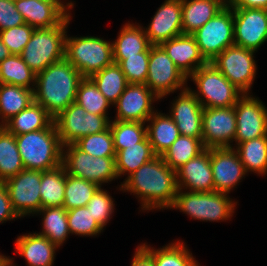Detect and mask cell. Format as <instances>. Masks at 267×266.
Returning <instances> with one entry per match:
<instances>
[{
    "label": "cell",
    "instance_id": "obj_53",
    "mask_svg": "<svg viewBox=\"0 0 267 266\" xmlns=\"http://www.w3.org/2000/svg\"><path fill=\"white\" fill-rule=\"evenodd\" d=\"M0 266H8V257L0 253Z\"/></svg>",
    "mask_w": 267,
    "mask_h": 266
},
{
    "label": "cell",
    "instance_id": "obj_38",
    "mask_svg": "<svg viewBox=\"0 0 267 266\" xmlns=\"http://www.w3.org/2000/svg\"><path fill=\"white\" fill-rule=\"evenodd\" d=\"M205 149L200 139L180 135L161 156L164 162L176 171Z\"/></svg>",
    "mask_w": 267,
    "mask_h": 266
},
{
    "label": "cell",
    "instance_id": "obj_24",
    "mask_svg": "<svg viewBox=\"0 0 267 266\" xmlns=\"http://www.w3.org/2000/svg\"><path fill=\"white\" fill-rule=\"evenodd\" d=\"M15 249V253L24 257L27 266H53L59 247L48 238L34 232L18 236Z\"/></svg>",
    "mask_w": 267,
    "mask_h": 266
},
{
    "label": "cell",
    "instance_id": "obj_30",
    "mask_svg": "<svg viewBox=\"0 0 267 266\" xmlns=\"http://www.w3.org/2000/svg\"><path fill=\"white\" fill-rule=\"evenodd\" d=\"M33 101V90L11 84H0V126L27 108Z\"/></svg>",
    "mask_w": 267,
    "mask_h": 266
},
{
    "label": "cell",
    "instance_id": "obj_11",
    "mask_svg": "<svg viewBox=\"0 0 267 266\" xmlns=\"http://www.w3.org/2000/svg\"><path fill=\"white\" fill-rule=\"evenodd\" d=\"M188 77L180 71L160 45L150 46L148 74L145 84L159 98L188 88Z\"/></svg>",
    "mask_w": 267,
    "mask_h": 266
},
{
    "label": "cell",
    "instance_id": "obj_46",
    "mask_svg": "<svg viewBox=\"0 0 267 266\" xmlns=\"http://www.w3.org/2000/svg\"><path fill=\"white\" fill-rule=\"evenodd\" d=\"M34 28L28 24L12 27L0 32L2 43L8 48L10 54L20 55L29 42Z\"/></svg>",
    "mask_w": 267,
    "mask_h": 266
},
{
    "label": "cell",
    "instance_id": "obj_44",
    "mask_svg": "<svg viewBox=\"0 0 267 266\" xmlns=\"http://www.w3.org/2000/svg\"><path fill=\"white\" fill-rule=\"evenodd\" d=\"M67 220L71 235L95 237L104 230L86 206L67 210Z\"/></svg>",
    "mask_w": 267,
    "mask_h": 266
},
{
    "label": "cell",
    "instance_id": "obj_52",
    "mask_svg": "<svg viewBox=\"0 0 267 266\" xmlns=\"http://www.w3.org/2000/svg\"><path fill=\"white\" fill-rule=\"evenodd\" d=\"M60 3H62L69 11L72 10L74 8L75 3H73L72 1L69 2H64L63 0H58Z\"/></svg>",
    "mask_w": 267,
    "mask_h": 266
},
{
    "label": "cell",
    "instance_id": "obj_5",
    "mask_svg": "<svg viewBox=\"0 0 267 266\" xmlns=\"http://www.w3.org/2000/svg\"><path fill=\"white\" fill-rule=\"evenodd\" d=\"M237 201L227 193L194 192L179 189L169 209L180 210L191 219L209 222H224L233 217Z\"/></svg>",
    "mask_w": 267,
    "mask_h": 266
},
{
    "label": "cell",
    "instance_id": "obj_41",
    "mask_svg": "<svg viewBox=\"0 0 267 266\" xmlns=\"http://www.w3.org/2000/svg\"><path fill=\"white\" fill-rule=\"evenodd\" d=\"M116 153L126 146L142 142L147 137L146 123L111 120L109 125Z\"/></svg>",
    "mask_w": 267,
    "mask_h": 266
},
{
    "label": "cell",
    "instance_id": "obj_49",
    "mask_svg": "<svg viewBox=\"0 0 267 266\" xmlns=\"http://www.w3.org/2000/svg\"><path fill=\"white\" fill-rule=\"evenodd\" d=\"M131 266H155L153 259L138 245Z\"/></svg>",
    "mask_w": 267,
    "mask_h": 266
},
{
    "label": "cell",
    "instance_id": "obj_12",
    "mask_svg": "<svg viewBox=\"0 0 267 266\" xmlns=\"http://www.w3.org/2000/svg\"><path fill=\"white\" fill-rule=\"evenodd\" d=\"M255 51L232 45L211 63L243 94L250 93L257 74Z\"/></svg>",
    "mask_w": 267,
    "mask_h": 266
},
{
    "label": "cell",
    "instance_id": "obj_22",
    "mask_svg": "<svg viewBox=\"0 0 267 266\" xmlns=\"http://www.w3.org/2000/svg\"><path fill=\"white\" fill-rule=\"evenodd\" d=\"M176 176L178 189L194 192L214 191L210 148H206L197 157L177 169Z\"/></svg>",
    "mask_w": 267,
    "mask_h": 266
},
{
    "label": "cell",
    "instance_id": "obj_42",
    "mask_svg": "<svg viewBox=\"0 0 267 266\" xmlns=\"http://www.w3.org/2000/svg\"><path fill=\"white\" fill-rule=\"evenodd\" d=\"M150 47L138 56H113L126 76L128 83L145 84L148 74Z\"/></svg>",
    "mask_w": 267,
    "mask_h": 266
},
{
    "label": "cell",
    "instance_id": "obj_54",
    "mask_svg": "<svg viewBox=\"0 0 267 266\" xmlns=\"http://www.w3.org/2000/svg\"><path fill=\"white\" fill-rule=\"evenodd\" d=\"M14 260H13V258H10V256H8V266H16V265H14Z\"/></svg>",
    "mask_w": 267,
    "mask_h": 266
},
{
    "label": "cell",
    "instance_id": "obj_21",
    "mask_svg": "<svg viewBox=\"0 0 267 266\" xmlns=\"http://www.w3.org/2000/svg\"><path fill=\"white\" fill-rule=\"evenodd\" d=\"M16 9L34 29L59 25L70 13L58 0H17Z\"/></svg>",
    "mask_w": 267,
    "mask_h": 266
},
{
    "label": "cell",
    "instance_id": "obj_43",
    "mask_svg": "<svg viewBox=\"0 0 267 266\" xmlns=\"http://www.w3.org/2000/svg\"><path fill=\"white\" fill-rule=\"evenodd\" d=\"M74 144L83 152L94 157H116L110 127L105 131L84 136Z\"/></svg>",
    "mask_w": 267,
    "mask_h": 266
},
{
    "label": "cell",
    "instance_id": "obj_9",
    "mask_svg": "<svg viewBox=\"0 0 267 266\" xmlns=\"http://www.w3.org/2000/svg\"><path fill=\"white\" fill-rule=\"evenodd\" d=\"M62 146L76 143L80 138L109 128L108 115H96L73 102L53 119Z\"/></svg>",
    "mask_w": 267,
    "mask_h": 266
},
{
    "label": "cell",
    "instance_id": "obj_6",
    "mask_svg": "<svg viewBox=\"0 0 267 266\" xmlns=\"http://www.w3.org/2000/svg\"><path fill=\"white\" fill-rule=\"evenodd\" d=\"M65 59L68 60L83 77H90L106 66L114 63L111 41L96 36H66Z\"/></svg>",
    "mask_w": 267,
    "mask_h": 266
},
{
    "label": "cell",
    "instance_id": "obj_51",
    "mask_svg": "<svg viewBox=\"0 0 267 266\" xmlns=\"http://www.w3.org/2000/svg\"><path fill=\"white\" fill-rule=\"evenodd\" d=\"M10 55L8 48L2 43L0 39V62Z\"/></svg>",
    "mask_w": 267,
    "mask_h": 266
},
{
    "label": "cell",
    "instance_id": "obj_14",
    "mask_svg": "<svg viewBox=\"0 0 267 266\" xmlns=\"http://www.w3.org/2000/svg\"><path fill=\"white\" fill-rule=\"evenodd\" d=\"M244 93L234 105L236 115L235 145L267 135V107L259 97Z\"/></svg>",
    "mask_w": 267,
    "mask_h": 266
},
{
    "label": "cell",
    "instance_id": "obj_32",
    "mask_svg": "<svg viewBox=\"0 0 267 266\" xmlns=\"http://www.w3.org/2000/svg\"><path fill=\"white\" fill-rule=\"evenodd\" d=\"M157 155L146 137L142 142L132 146H126L116 153V173L118 178L124 175L127 177L136 171L140 166L152 160Z\"/></svg>",
    "mask_w": 267,
    "mask_h": 266
},
{
    "label": "cell",
    "instance_id": "obj_17",
    "mask_svg": "<svg viewBox=\"0 0 267 266\" xmlns=\"http://www.w3.org/2000/svg\"><path fill=\"white\" fill-rule=\"evenodd\" d=\"M159 99L146 84L129 83L117 102L114 120L146 123L156 111L153 103Z\"/></svg>",
    "mask_w": 267,
    "mask_h": 266
},
{
    "label": "cell",
    "instance_id": "obj_37",
    "mask_svg": "<svg viewBox=\"0 0 267 266\" xmlns=\"http://www.w3.org/2000/svg\"><path fill=\"white\" fill-rule=\"evenodd\" d=\"M35 81L36 73L28 67L20 55L10 54L0 62V84L34 90Z\"/></svg>",
    "mask_w": 267,
    "mask_h": 266
},
{
    "label": "cell",
    "instance_id": "obj_47",
    "mask_svg": "<svg viewBox=\"0 0 267 266\" xmlns=\"http://www.w3.org/2000/svg\"><path fill=\"white\" fill-rule=\"evenodd\" d=\"M25 23L23 16L16 9L14 1L0 0V32Z\"/></svg>",
    "mask_w": 267,
    "mask_h": 266
},
{
    "label": "cell",
    "instance_id": "obj_48",
    "mask_svg": "<svg viewBox=\"0 0 267 266\" xmlns=\"http://www.w3.org/2000/svg\"><path fill=\"white\" fill-rule=\"evenodd\" d=\"M16 218L19 219L20 217L12 207L5 184L0 182V224L6 223L7 221H15Z\"/></svg>",
    "mask_w": 267,
    "mask_h": 266
},
{
    "label": "cell",
    "instance_id": "obj_50",
    "mask_svg": "<svg viewBox=\"0 0 267 266\" xmlns=\"http://www.w3.org/2000/svg\"><path fill=\"white\" fill-rule=\"evenodd\" d=\"M232 8H257L267 10V0H232Z\"/></svg>",
    "mask_w": 267,
    "mask_h": 266
},
{
    "label": "cell",
    "instance_id": "obj_15",
    "mask_svg": "<svg viewBox=\"0 0 267 266\" xmlns=\"http://www.w3.org/2000/svg\"><path fill=\"white\" fill-rule=\"evenodd\" d=\"M236 125L234 106L204 108L202 113V142L204 147L233 148Z\"/></svg>",
    "mask_w": 267,
    "mask_h": 266
},
{
    "label": "cell",
    "instance_id": "obj_10",
    "mask_svg": "<svg viewBox=\"0 0 267 266\" xmlns=\"http://www.w3.org/2000/svg\"><path fill=\"white\" fill-rule=\"evenodd\" d=\"M204 59L210 63L227 47L234 45V15L227 4L201 28L191 34Z\"/></svg>",
    "mask_w": 267,
    "mask_h": 266
},
{
    "label": "cell",
    "instance_id": "obj_28",
    "mask_svg": "<svg viewBox=\"0 0 267 266\" xmlns=\"http://www.w3.org/2000/svg\"><path fill=\"white\" fill-rule=\"evenodd\" d=\"M53 122V118L46 109L33 101L27 108L8 120L3 127L14 135L46 129Z\"/></svg>",
    "mask_w": 267,
    "mask_h": 266
},
{
    "label": "cell",
    "instance_id": "obj_13",
    "mask_svg": "<svg viewBox=\"0 0 267 266\" xmlns=\"http://www.w3.org/2000/svg\"><path fill=\"white\" fill-rule=\"evenodd\" d=\"M42 171L24 169L4 182L14 211L20 218L34 216L41 208Z\"/></svg>",
    "mask_w": 267,
    "mask_h": 266
},
{
    "label": "cell",
    "instance_id": "obj_23",
    "mask_svg": "<svg viewBox=\"0 0 267 266\" xmlns=\"http://www.w3.org/2000/svg\"><path fill=\"white\" fill-rule=\"evenodd\" d=\"M160 46L188 78L198 68L208 63L202 56L194 37L190 34L173 37L162 42Z\"/></svg>",
    "mask_w": 267,
    "mask_h": 266
},
{
    "label": "cell",
    "instance_id": "obj_27",
    "mask_svg": "<svg viewBox=\"0 0 267 266\" xmlns=\"http://www.w3.org/2000/svg\"><path fill=\"white\" fill-rule=\"evenodd\" d=\"M185 243L177 240L158 249L146 242L139 246L153 259L155 266H201Z\"/></svg>",
    "mask_w": 267,
    "mask_h": 266
},
{
    "label": "cell",
    "instance_id": "obj_18",
    "mask_svg": "<svg viewBox=\"0 0 267 266\" xmlns=\"http://www.w3.org/2000/svg\"><path fill=\"white\" fill-rule=\"evenodd\" d=\"M214 191L230 194L248 173L232 147L210 148ZM236 186V187H235Z\"/></svg>",
    "mask_w": 267,
    "mask_h": 266
},
{
    "label": "cell",
    "instance_id": "obj_3",
    "mask_svg": "<svg viewBox=\"0 0 267 266\" xmlns=\"http://www.w3.org/2000/svg\"><path fill=\"white\" fill-rule=\"evenodd\" d=\"M25 169L46 171L62 164V144L54 121L46 128L15 135Z\"/></svg>",
    "mask_w": 267,
    "mask_h": 266
},
{
    "label": "cell",
    "instance_id": "obj_25",
    "mask_svg": "<svg viewBox=\"0 0 267 266\" xmlns=\"http://www.w3.org/2000/svg\"><path fill=\"white\" fill-rule=\"evenodd\" d=\"M226 5L223 0H182L183 34H193Z\"/></svg>",
    "mask_w": 267,
    "mask_h": 266
},
{
    "label": "cell",
    "instance_id": "obj_31",
    "mask_svg": "<svg viewBox=\"0 0 267 266\" xmlns=\"http://www.w3.org/2000/svg\"><path fill=\"white\" fill-rule=\"evenodd\" d=\"M42 214V231L37 234L48 238L59 248L70 236L67 220V210L63 207L41 208L35 215Z\"/></svg>",
    "mask_w": 267,
    "mask_h": 266
},
{
    "label": "cell",
    "instance_id": "obj_7",
    "mask_svg": "<svg viewBox=\"0 0 267 266\" xmlns=\"http://www.w3.org/2000/svg\"><path fill=\"white\" fill-rule=\"evenodd\" d=\"M188 80L196 85L197 90L188 88L203 108L232 107L243 94L211 62L198 68Z\"/></svg>",
    "mask_w": 267,
    "mask_h": 266
},
{
    "label": "cell",
    "instance_id": "obj_19",
    "mask_svg": "<svg viewBox=\"0 0 267 266\" xmlns=\"http://www.w3.org/2000/svg\"><path fill=\"white\" fill-rule=\"evenodd\" d=\"M147 26L143 28L151 45L182 35V0H165Z\"/></svg>",
    "mask_w": 267,
    "mask_h": 266
},
{
    "label": "cell",
    "instance_id": "obj_29",
    "mask_svg": "<svg viewBox=\"0 0 267 266\" xmlns=\"http://www.w3.org/2000/svg\"><path fill=\"white\" fill-rule=\"evenodd\" d=\"M113 56H138L151 44L143 26L139 23H125L115 41H112Z\"/></svg>",
    "mask_w": 267,
    "mask_h": 266
},
{
    "label": "cell",
    "instance_id": "obj_1",
    "mask_svg": "<svg viewBox=\"0 0 267 266\" xmlns=\"http://www.w3.org/2000/svg\"><path fill=\"white\" fill-rule=\"evenodd\" d=\"M118 186L123 193L136 195L143 212L169 209L179 190L176 171L164 162L162 156L140 166Z\"/></svg>",
    "mask_w": 267,
    "mask_h": 266
},
{
    "label": "cell",
    "instance_id": "obj_4",
    "mask_svg": "<svg viewBox=\"0 0 267 266\" xmlns=\"http://www.w3.org/2000/svg\"><path fill=\"white\" fill-rule=\"evenodd\" d=\"M71 15L70 13L55 27L34 29L20 56L36 74L65 58V39L68 32L66 30Z\"/></svg>",
    "mask_w": 267,
    "mask_h": 266
},
{
    "label": "cell",
    "instance_id": "obj_55",
    "mask_svg": "<svg viewBox=\"0 0 267 266\" xmlns=\"http://www.w3.org/2000/svg\"><path fill=\"white\" fill-rule=\"evenodd\" d=\"M226 4H229L232 0H223Z\"/></svg>",
    "mask_w": 267,
    "mask_h": 266
},
{
    "label": "cell",
    "instance_id": "obj_8",
    "mask_svg": "<svg viewBox=\"0 0 267 266\" xmlns=\"http://www.w3.org/2000/svg\"><path fill=\"white\" fill-rule=\"evenodd\" d=\"M116 157H94L75 144L62 147V165L67 174L89 180L99 187L118 179Z\"/></svg>",
    "mask_w": 267,
    "mask_h": 266
},
{
    "label": "cell",
    "instance_id": "obj_20",
    "mask_svg": "<svg viewBox=\"0 0 267 266\" xmlns=\"http://www.w3.org/2000/svg\"><path fill=\"white\" fill-rule=\"evenodd\" d=\"M168 115L176 123L180 135L198 138L202 141L203 106L189 88L180 91L172 100Z\"/></svg>",
    "mask_w": 267,
    "mask_h": 266
},
{
    "label": "cell",
    "instance_id": "obj_40",
    "mask_svg": "<svg viewBox=\"0 0 267 266\" xmlns=\"http://www.w3.org/2000/svg\"><path fill=\"white\" fill-rule=\"evenodd\" d=\"M75 102L82 106L86 112L96 115H108L110 102L100 92L89 77H84L77 89Z\"/></svg>",
    "mask_w": 267,
    "mask_h": 266
},
{
    "label": "cell",
    "instance_id": "obj_36",
    "mask_svg": "<svg viewBox=\"0 0 267 266\" xmlns=\"http://www.w3.org/2000/svg\"><path fill=\"white\" fill-rule=\"evenodd\" d=\"M24 169L15 135L0 126V182L4 183Z\"/></svg>",
    "mask_w": 267,
    "mask_h": 266
},
{
    "label": "cell",
    "instance_id": "obj_35",
    "mask_svg": "<svg viewBox=\"0 0 267 266\" xmlns=\"http://www.w3.org/2000/svg\"><path fill=\"white\" fill-rule=\"evenodd\" d=\"M113 106L129 84L120 66L113 63L89 77Z\"/></svg>",
    "mask_w": 267,
    "mask_h": 266
},
{
    "label": "cell",
    "instance_id": "obj_26",
    "mask_svg": "<svg viewBox=\"0 0 267 266\" xmlns=\"http://www.w3.org/2000/svg\"><path fill=\"white\" fill-rule=\"evenodd\" d=\"M146 123L147 137L157 156H161L180 136L172 118L158 110L149 117Z\"/></svg>",
    "mask_w": 267,
    "mask_h": 266
},
{
    "label": "cell",
    "instance_id": "obj_45",
    "mask_svg": "<svg viewBox=\"0 0 267 266\" xmlns=\"http://www.w3.org/2000/svg\"><path fill=\"white\" fill-rule=\"evenodd\" d=\"M109 194V191L100 187L86 205L103 229L106 228L115 210V200Z\"/></svg>",
    "mask_w": 267,
    "mask_h": 266
},
{
    "label": "cell",
    "instance_id": "obj_2",
    "mask_svg": "<svg viewBox=\"0 0 267 266\" xmlns=\"http://www.w3.org/2000/svg\"><path fill=\"white\" fill-rule=\"evenodd\" d=\"M84 77L65 58L36 74L34 101L41 104L54 119L75 102L80 81Z\"/></svg>",
    "mask_w": 267,
    "mask_h": 266
},
{
    "label": "cell",
    "instance_id": "obj_33",
    "mask_svg": "<svg viewBox=\"0 0 267 266\" xmlns=\"http://www.w3.org/2000/svg\"><path fill=\"white\" fill-rule=\"evenodd\" d=\"M234 148L247 173L267 174V135L239 143Z\"/></svg>",
    "mask_w": 267,
    "mask_h": 266
},
{
    "label": "cell",
    "instance_id": "obj_34",
    "mask_svg": "<svg viewBox=\"0 0 267 266\" xmlns=\"http://www.w3.org/2000/svg\"><path fill=\"white\" fill-rule=\"evenodd\" d=\"M66 171L63 165L42 171L40 182L41 206L60 207L64 205Z\"/></svg>",
    "mask_w": 267,
    "mask_h": 266
},
{
    "label": "cell",
    "instance_id": "obj_16",
    "mask_svg": "<svg viewBox=\"0 0 267 266\" xmlns=\"http://www.w3.org/2000/svg\"><path fill=\"white\" fill-rule=\"evenodd\" d=\"M234 45L257 52L267 42V10L232 8Z\"/></svg>",
    "mask_w": 267,
    "mask_h": 266
},
{
    "label": "cell",
    "instance_id": "obj_39",
    "mask_svg": "<svg viewBox=\"0 0 267 266\" xmlns=\"http://www.w3.org/2000/svg\"><path fill=\"white\" fill-rule=\"evenodd\" d=\"M100 187L89 181L66 173L64 205L66 210L85 207Z\"/></svg>",
    "mask_w": 267,
    "mask_h": 266
}]
</instances>
